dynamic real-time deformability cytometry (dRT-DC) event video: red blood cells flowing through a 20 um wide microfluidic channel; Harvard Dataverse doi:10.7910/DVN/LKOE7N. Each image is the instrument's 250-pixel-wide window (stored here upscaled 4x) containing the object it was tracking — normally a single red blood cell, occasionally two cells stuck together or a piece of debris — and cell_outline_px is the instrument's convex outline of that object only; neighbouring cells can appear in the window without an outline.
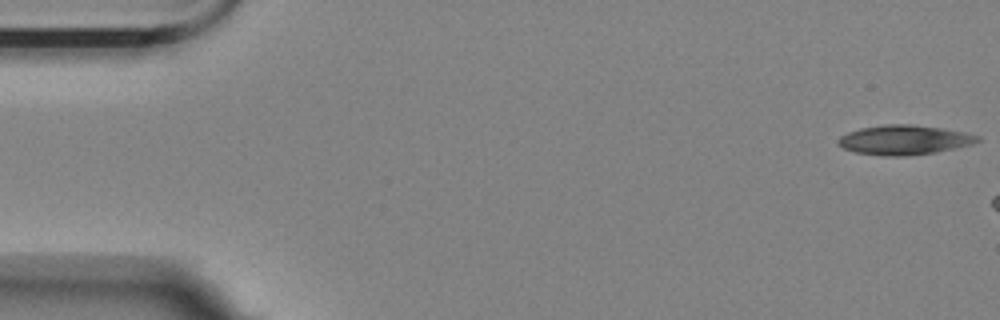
{"species": "Egyptian fruit bat (a non-hibernating species)", "species_latin": "Rousettus aegyptiacus", "temperature_condition": "room temperature", "stored_images_in_passage": 9, "camera_frame_rate_fps": 3000, "um_per_image_px": 0.085, "animal": {"sex": "female"}, "frame": {"image": 1, "passage_image": 1, "time_ms": 0.0, "image_size_px": [1000, 320], "cell_outline_px": [[980, 140], [972, 144], [936, 152], [908, 156], [884, 156], [856, 152], [844, 148], [836, 144], [836, 140], [840, 136], [848, 132], [860, 128], [884, 124], [912, 124], [940, 128], [964, 132], [980, 136]], "centroid_in_image_um": [76.82, 11.89], "position_along_channel_um": 8.2, "area_um2": 24.04}}